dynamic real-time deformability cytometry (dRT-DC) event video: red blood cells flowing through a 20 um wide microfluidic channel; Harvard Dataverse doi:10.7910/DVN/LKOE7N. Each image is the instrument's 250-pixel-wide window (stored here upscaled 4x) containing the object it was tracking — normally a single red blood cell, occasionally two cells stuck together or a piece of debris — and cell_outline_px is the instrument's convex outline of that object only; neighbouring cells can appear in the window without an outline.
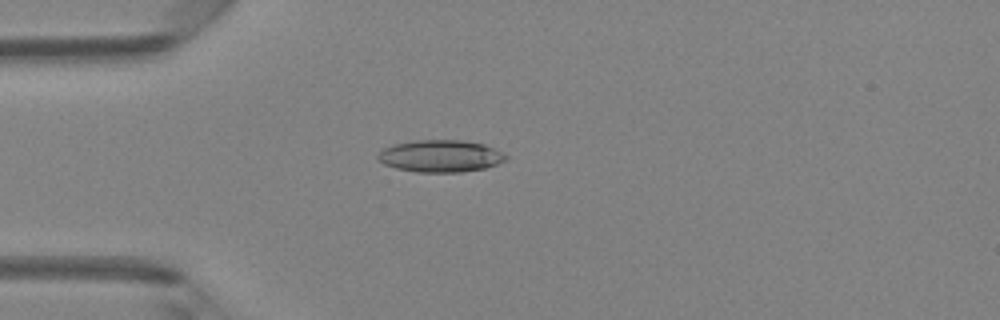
{"species": "Egyptian fruit bat (a non-hibernating species)", "species_latin": "Rousettus aegyptiacus", "temperature_condition": "room temperature", "stored_images_in_passage": 40, "camera_frame_rate_fps": 3000, "um_per_image_px": 0.085, "animal": {"sex": "female"}, "frame": {"image": 1, "passage_image": 5, "time_ms": 1.333, "image_size_px": [1000, 320], "cell_outline_px": [[508, 160], [484, 168], [460, 172], [416, 172], [396, 168], [384, 164], [376, 156], [384, 148], [392, 144], [416, 140], [460, 140], [484, 144], [508, 156]], "centroid_in_image_um": [37.43, 13.26], "position_along_channel_um": 47.6, "area_um2": 23.81}}
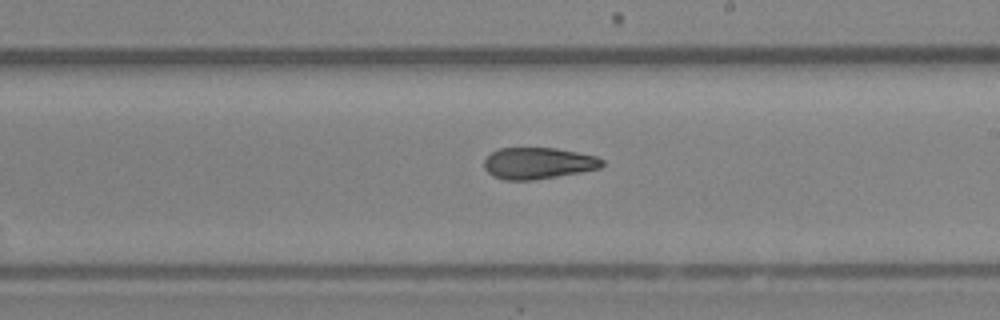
{"frame": {"image": 2, "passage_image": 20, "time_ms": 6.333, "image_size_px": [1000, 320], "cell_outline_px": [[604, 164], [600, 168], [580, 172], [532, 180], [504, 180], [492, 176], [484, 168], [484, 160], [492, 152], [500, 148], [556, 148], [596, 156], [604, 160]], "centroid_in_image_um": [45.73, 13.87], "position_along_channel_um": 243.3, "area_um2": 21.56}}
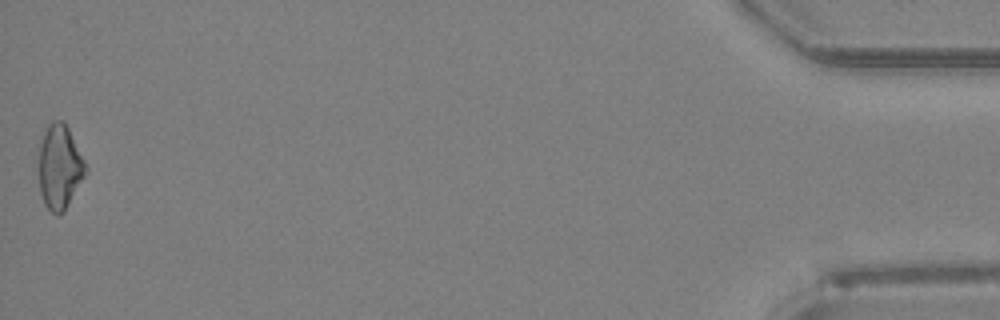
{"frame": {"image": 3, "passage_image": 40, "time_ms": 13.0, "image_size_px": [1000, 320], "cell_outline_px": [[88, 172], [64, 212], [60, 216], [56, 216], [44, 204], [40, 192], [40, 144], [44, 132], [48, 124], [52, 120], [64, 120], [88, 168]], "centroid_in_image_um": [5.09, 14.21], "position_along_channel_um": 430.1, "area_um2": 23.06}, "authors_computed_cell_mechanics": {"area_um2": 22.2819, "velocity_mm_per_s": 4.2297, "shape_relaxation_time_tau1_ms": 10.9768, "shape_relaxation_time_tau2_ms": 6.124, "deformation_change_tau1": 0.2199, "deformation_change_tau2": 0.1677}}